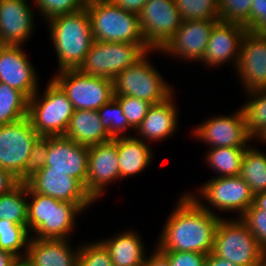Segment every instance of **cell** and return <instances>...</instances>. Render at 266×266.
Segmentation results:
<instances>
[{"instance_id": "obj_22", "label": "cell", "mask_w": 266, "mask_h": 266, "mask_svg": "<svg viewBox=\"0 0 266 266\" xmlns=\"http://www.w3.org/2000/svg\"><path fill=\"white\" fill-rule=\"evenodd\" d=\"M173 95L174 93L165 101L149 107L142 123L134 131L135 138L147 143L148 141L157 143L169 139L178 131L179 109L177 110L175 102L177 97Z\"/></svg>"}, {"instance_id": "obj_5", "label": "cell", "mask_w": 266, "mask_h": 266, "mask_svg": "<svg viewBox=\"0 0 266 266\" xmlns=\"http://www.w3.org/2000/svg\"><path fill=\"white\" fill-rule=\"evenodd\" d=\"M211 253L237 266H259L264 249L240 217H221Z\"/></svg>"}, {"instance_id": "obj_30", "label": "cell", "mask_w": 266, "mask_h": 266, "mask_svg": "<svg viewBox=\"0 0 266 266\" xmlns=\"http://www.w3.org/2000/svg\"><path fill=\"white\" fill-rule=\"evenodd\" d=\"M245 104L242 109L248 135L253 139L266 127V89L245 93Z\"/></svg>"}, {"instance_id": "obj_19", "label": "cell", "mask_w": 266, "mask_h": 266, "mask_svg": "<svg viewBox=\"0 0 266 266\" xmlns=\"http://www.w3.org/2000/svg\"><path fill=\"white\" fill-rule=\"evenodd\" d=\"M235 72L244 93L266 89V35L247 30L240 44V57Z\"/></svg>"}, {"instance_id": "obj_44", "label": "cell", "mask_w": 266, "mask_h": 266, "mask_svg": "<svg viewBox=\"0 0 266 266\" xmlns=\"http://www.w3.org/2000/svg\"><path fill=\"white\" fill-rule=\"evenodd\" d=\"M18 183L17 178L11 172L0 168V195L9 192Z\"/></svg>"}, {"instance_id": "obj_11", "label": "cell", "mask_w": 266, "mask_h": 266, "mask_svg": "<svg viewBox=\"0 0 266 266\" xmlns=\"http://www.w3.org/2000/svg\"><path fill=\"white\" fill-rule=\"evenodd\" d=\"M233 113L229 116L214 114V117H208L194 127V139L197 138V141L205 143L209 148H247L253 139L248 135L242 109L237 108Z\"/></svg>"}, {"instance_id": "obj_31", "label": "cell", "mask_w": 266, "mask_h": 266, "mask_svg": "<svg viewBox=\"0 0 266 266\" xmlns=\"http://www.w3.org/2000/svg\"><path fill=\"white\" fill-rule=\"evenodd\" d=\"M28 100L22 92L0 82V126L27 117Z\"/></svg>"}, {"instance_id": "obj_10", "label": "cell", "mask_w": 266, "mask_h": 266, "mask_svg": "<svg viewBox=\"0 0 266 266\" xmlns=\"http://www.w3.org/2000/svg\"><path fill=\"white\" fill-rule=\"evenodd\" d=\"M52 76L74 110H98L114 97L111 79L84 75L78 70H63Z\"/></svg>"}, {"instance_id": "obj_34", "label": "cell", "mask_w": 266, "mask_h": 266, "mask_svg": "<svg viewBox=\"0 0 266 266\" xmlns=\"http://www.w3.org/2000/svg\"><path fill=\"white\" fill-rule=\"evenodd\" d=\"M182 21L219 20L218 0H174Z\"/></svg>"}, {"instance_id": "obj_51", "label": "cell", "mask_w": 266, "mask_h": 266, "mask_svg": "<svg viewBox=\"0 0 266 266\" xmlns=\"http://www.w3.org/2000/svg\"><path fill=\"white\" fill-rule=\"evenodd\" d=\"M259 266H266V250H264V253H263V256H262V260H261Z\"/></svg>"}, {"instance_id": "obj_29", "label": "cell", "mask_w": 266, "mask_h": 266, "mask_svg": "<svg viewBox=\"0 0 266 266\" xmlns=\"http://www.w3.org/2000/svg\"><path fill=\"white\" fill-rule=\"evenodd\" d=\"M28 187L19 182L9 192L0 195V219L9 220L27 228Z\"/></svg>"}, {"instance_id": "obj_4", "label": "cell", "mask_w": 266, "mask_h": 266, "mask_svg": "<svg viewBox=\"0 0 266 266\" xmlns=\"http://www.w3.org/2000/svg\"><path fill=\"white\" fill-rule=\"evenodd\" d=\"M85 8L94 40L146 44L137 14L123 10L110 0H87Z\"/></svg>"}, {"instance_id": "obj_16", "label": "cell", "mask_w": 266, "mask_h": 266, "mask_svg": "<svg viewBox=\"0 0 266 266\" xmlns=\"http://www.w3.org/2000/svg\"><path fill=\"white\" fill-rule=\"evenodd\" d=\"M117 143L112 139L89 147L85 190L97 203L110 183L120 181ZM106 189V190H105Z\"/></svg>"}, {"instance_id": "obj_47", "label": "cell", "mask_w": 266, "mask_h": 266, "mask_svg": "<svg viewBox=\"0 0 266 266\" xmlns=\"http://www.w3.org/2000/svg\"><path fill=\"white\" fill-rule=\"evenodd\" d=\"M18 259L10 252L0 249V266H11Z\"/></svg>"}, {"instance_id": "obj_9", "label": "cell", "mask_w": 266, "mask_h": 266, "mask_svg": "<svg viewBox=\"0 0 266 266\" xmlns=\"http://www.w3.org/2000/svg\"><path fill=\"white\" fill-rule=\"evenodd\" d=\"M196 189H198L195 191L197 193L188 191L187 193L205 210L215 215H218L216 211H224L225 213L235 212L236 217H241L253 204L254 194L250 190V186L239 175L210 178Z\"/></svg>"}, {"instance_id": "obj_28", "label": "cell", "mask_w": 266, "mask_h": 266, "mask_svg": "<svg viewBox=\"0 0 266 266\" xmlns=\"http://www.w3.org/2000/svg\"><path fill=\"white\" fill-rule=\"evenodd\" d=\"M250 145L244 152L239 176L245 180L255 195L266 191V152Z\"/></svg>"}, {"instance_id": "obj_17", "label": "cell", "mask_w": 266, "mask_h": 266, "mask_svg": "<svg viewBox=\"0 0 266 266\" xmlns=\"http://www.w3.org/2000/svg\"><path fill=\"white\" fill-rule=\"evenodd\" d=\"M247 29L238 23L218 21L210 34L205 53L199 63L203 67H221L224 64L237 68L240 57V44Z\"/></svg>"}, {"instance_id": "obj_20", "label": "cell", "mask_w": 266, "mask_h": 266, "mask_svg": "<svg viewBox=\"0 0 266 266\" xmlns=\"http://www.w3.org/2000/svg\"><path fill=\"white\" fill-rule=\"evenodd\" d=\"M23 46L6 45L0 53V82L22 92L30 99L40 85L37 70Z\"/></svg>"}, {"instance_id": "obj_48", "label": "cell", "mask_w": 266, "mask_h": 266, "mask_svg": "<svg viewBox=\"0 0 266 266\" xmlns=\"http://www.w3.org/2000/svg\"><path fill=\"white\" fill-rule=\"evenodd\" d=\"M253 204L259 209L266 210V191L256 193L253 198Z\"/></svg>"}, {"instance_id": "obj_39", "label": "cell", "mask_w": 266, "mask_h": 266, "mask_svg": "<svg viewBox=\"0 0 266 266\" xmlns=\"http://www.w3.org/2000/svg\"><path fill=\"white\" fill-rule=\"evenodd\" d=\"M114 98L119 102L129 126L135 131L142 123L151 104L133 96L114 95Z\"/></svg>"}, {"instance_id": "obj_50", "label": "cell", "mask_w": 266, "mask_h": 266, "mask_svg": "<svg viewBox=\"0 0 266 266\" xmlns=\"http://www.w3.org/2000/svg\"><path fill=\"white\" fill-rule=\"evenodd\" d=\"M11 266H28L24 259H18L13 265Z\"/></svg>"}, {"instance_id": "obj_14", "label": "cell", "mask_w": 266, "mask_h": 266, "mask_svg": "<svg viewBox=\"0 0 266 266\" xmlns=\"http://www.w3.org/2000/svg\"><path fill=\"white\" fill-rule=\"evenodd\" d=\"M219 20H191L183 21L173 37L161 50H155L158 54L181 59L183 62H200L209 41L214 25ZM167 54V55H166Z\"/></svg>"}, {"instance_id": "obj_18", "label": "cell", "mask_w": 266, "mask_h": 266, "mask_svg": "<svg viewBox=\"0 0 266 266\" xmlns=\"http://www.w3.org/2000/svg\"><path fill=\"white\" fill-rule=\"evenodd\" d=\"M33 193L77 204L83 211L96 203L76 179L58 171H39L26 182Z\"/></svg>"}, {"instance_id": "obj_21", "label": "cell", "mask_w": 266, "mask_h": 266, "mask_svg": "<svg viewBox=\"0 0 266 266\" xmlns=\"http://www.w3.org/2000/svg\"><path fill=\"white\" fill-rule=\"evenodd\" d=\"M28 1L0 0V40L5 45L24 46L31 39L36 18L33 0Z\"/></svg>"}, {"instance_id": "obj_12", "label": "cell", "mask_w": 266, "mask_h": 266, "mask_svg": "<svg viewBox=\"0 0 266 266\" xmlns=\"http://www.w3.org/2000/svg\"><path fill=\"white\" fill-rule=\"evenodd\" d=\"M138 17L143 37L152 50H161L183 22L174 0H149Z\"/></svg>"}, {"instance_id": "obj_26", "label": "cell", "mask_w": 266, "mask_h": 266, "mask_svg": "<svg viewBox=\"0 0 266 266\" xmlns=\"http://www.w3.org/2000/svg\"><path fill=\"white\" fill-rule=\"evenodd\" d=\"M65 136L87 147L113 139L102 125L97 110H74Z\"/></svg>"}, {"instance_id": "obj_41", "label": "cell", "mask_w": 266, "mask_h": 266, "mask_svg": "<svg viewBox=\"0 0 266 266\" xmlns=\"http://www.w3.org/2000/svg\"><path fill=\"white\" fill-rule=\"evenodd\" d=\"M169 261V266H205L206 254L198 252L161 251Z\"/></svg>"}, {"instance_id": "obj_1", "label": "cell", "mask_w": 266, "mask_h": 266, "mask_svg": "<svg viewBox=\"0 0 266 266\" xmlns=\"http://www.w3.org/2000/svg\"><path fill=\"white\" fill-rule=\"evenodd\" d=\"M176 203L157 238L156 247L160 251H188L208 255L213 250L222 213H210L186 192L178 197Z\"/></svg>"}, {"instance_id": "obj_6", "label": "cell", "mask_w": 266, "mask_h": 266, "mask_svg": "<svg viewBox=\"0 0 266 266\" xmlns=\"http://www.w3.org/2000/svg\"><path fill=\"white\" fill-rule=\"evenodd\" d=\"M40 93L39 89L28 100L27 117L32 126L42 136L65 135L74 112L72 103L52 79Z\"/></svg>"}, {"instance_id": "obj_37", "label": "cell", "mask_w": 266, "mask_h": 266, "mask_svg": "<svg viewBox=\"0 0 266 266\" xmlns=\"http://www.w3.org/2000/svg\"><path fill=\"white\" fill-rule=\"evenodd\" d=\"M48 154V136L40 135L33 144L29 159L26 161L23 171L16 177L18 182L25 183L33 175L37 174L45 166Z\"/></svg>"}, {"instance_id": "obj_2", "label": "cell", "mask_w": 266, "mask_h": 266, "mask_svg": "<svg viewBox=\"0 0 266 266\" xmlns=\"http://www.w3.org/2000/svg\"><path fill=\"white\" fill-rule=\"evenodd\" d=\"M46 24L57 56L56 72L77 70L94 42L86 8L53 17Z\"/></svg>"}, {"instance_id": "obj_40", "label": "cell", "mask_w": 266, "mask_h": 266, "mask_svg": "<svg viewBox=\"0 0 266 266\" xmlns=\"http://www.w3.org/2000/svg\"><path fill=\"white\" fill-rule=\"evenodd\" d=\"M240 218L246 223L260 246L266 250V210L252 204Z\"/></svg>"}, {"instance_id": "obj_46", "label": "cell", "mask_w": 266, "mask_h": 266, "mask_svg": "<svg viewBox=\"0 0 266 266\" xmlns=\"http://www.w3.org/2000/svg\"><path fill=\"white\" fill-rule=\"evenodd\" d=\"M205 266H237L233 263L226 261L220 257L214 256L212 253H209L206 257V265Z\"/></svg>"}, {"instance_id": "obj_38", "label": "cell", "mask_w": 266, "mask_h": 266, "mask_svg": "<svg viewBox=\"0 0 266 266\" xmlns=\"http://www.w3.org/2000/svg\"><path fill=\"white\" fill-rule=\"evenodd\" d=\"M78 266H114L106 247L99 241L80 244Z\"/></svg>"}, {"instance_id": "obj_35", "label": "cell", "mask_w": 266, "mask_h": 266, "mask_svg": "<svg viewBox=\"0 0 266 266\" xmlns=\"http://www.w3.org/2000/svg\"><path fill=\"white\" fill-rule=\"evenodd\" d=\"M253 0H218L219 20L238 23L250 31V9Z\"/></svg>"}, {"instance_id": "obj_3", "label": "cell", "mask_w": 266, "mask_h": 266, "mask_svg": "<svg viewBox=\"0 0 266 266\" xmlns=\"http://www.w3.org/2000/svg\"><path fill=\"white\" fill-rule=\"evenodd\" d=\"M27 230L40 239H70L78 226L77 217L85 212L74 203L33 193L28 188Z\"/></svg>"}, {"instance_id": "obj_49", "label": "cell", "mask_w": 266, "mask_h": 266, "mask_svg": "<svg viewBox=\"0 0 266 266\" xmlns=\"http://www.w3.org/2000/svg\"><path fill=\"white\" fill-rule=\"evenodd\" d=\"M254 139L256 142L258 140L260 143H262V145H266V127L253 138V141H255Z\"/></svg>"}, {"instance_id": "obj_43", "label": "cell", "mask_w": 266, "mask_h": 266, "mask_svg": "<svg viewBox=\"0 0 266 266\" xmlns=\"http://www.w3.org/2000/svg\"><path fill=\"white\" fill-rule=\"evenodd\" d=\"M116 6L122 8L123 10L139 14L141 12L142 7L149 1V0H110Z\"/></svg>"}, {"instance_id": "obj_15", "label": "cell", "mask_w": 266, "mask_h": 266, "mask_svg": "<svg viewBox=\"0 0 266 266\" xmlns=\"http://www.w3.org/2000/svg\"><path fill=\"white\" fill-rule=\"evenodd\" d=\"M89 147L74 142L65 135L48 136L45 166L39 171H58L76 178L84 187L88 174Z\"/></svg>"}, {"instance_id": "obj_36", "label": "cell", "mask_w": 266, "mask_h": 266, "mask_svg": "<svg viewBox=\"0 0 266 266\" xmlns=\"http://www.w3.org/2000/svg\"><path fill=\"white\" fill-rule=\"evenodd\" d=\"M87 0H33V6L38 9V16L44 22L53 17L71 14L85 8Z\"/></svg>"}, {"instance_id": "obj_33", "label": "cell", "mask_w": 266, "mask_h": 266, "mask_svg": "<svg viewBox=\"0 0 266 266\" xmlns=\"http://www.w3.org/2000/svg\"><path fill=\"white\" fill-rule=\"evenodd\" d=\"M97 112L102 125L112 138L131 136L134 130L129 126L119 102L114 97Z\"/></svg>"}, {"instance_id": "obj_23", "label": "cell", "mask_w": 266, "mask_h": 266, "mask_svg": "<svg viewBox=\"0 0 266 266\" xmlns=\"http://www.w3.org/2000/svg\"><path fill=\"white\" fill-rule=\"evenodd\" d=\"M70 239H40L30 237L26 256L28 266H78L79 248Z\"/></svg>"}, {"instance_id": "obj_13", "label": "cell", "mask_w": 266, "mask_h": 266, "mask_svg": "<svg viewBox=\"0 0 266 266\" xmlns=\"http://www.w3.org/2000/svg\"><path fill=\"white\" fill-rule=\"evenodd\" d=\"M40 135L28 117L0 126V168L17 177L24 169L33 147Z\"/></svg>"}, {"instance_id": "obj_32", "label": "cell", "mask_w": 266, "mask_h": 266, "mask_svg": "<svg viewBox=\"0 0 266 266\" xmlns=\"http://www.w3.org/2000/svg\"><path fill=\"white\" fill-rule=\"evenodd\" d=\"M30 237L24 225L0 219V249L10 252L17 259H24Z\"/></svg>"}, {"instance_id": "obj_25", "label": "cell", "mask_w": 266, "mask_h": 266, "mask_svg": "<svg viewBox=\"0 0 266 266\" xmlns=\"http://www.w3.org/2000/svg\"><path fill=\"white\" fill-rule=\"evenodd\" d=\"M117 143V154L120 180L134 177L149 168L154 153L149 143L132 136L114 137Z\"/></svg>"}, {"instance_id": "obj_45", "label": "cell", "mask_w": 266, "mask_h": 266, "mask_svg": "<svg viewBox=\"0 0 266 266\" xmlns=\"http://www.w3.org/2000/svg\"><path fill=\"white\" fill-rule=\"evenodd\" d=\"M154 252L148 254L143 266H169L168 258L154 245Z\"/></svg>"}, {"instance_id": "obj_27", "label": "cell", "mask_w": 266, "mask_h": 266, "mask_svg": "<svg viewBox=\"0 0 266 266\" xmlns=\"http://www.w3.org/2000/svg\"><path fill=\"white\" fill-rule=\"evenodd\" d=\"M246 148L237 147H216L209 148L204 155L205 164L213 172H217L214 177H231L237 176L240 173L242 158Z\"/></svg>"}, {"instance_id": "obj_8", "label": "cell", "mask_w": 266, "mask_h": 266, "mask_svg": "<svg viewBox=\"0 0 266 266\" xmlns=\"http://www.w3.org/2000/svg\"><path fill=\"white\" fill-rule=\"evenodd\" d=\"M150 51L152 49L147 44L94 40L77 70L84 75L113 80L117 74L129 69Z\"/></svg>"}, {"instance_id": "obj_42", "label": "cell", "mask_w": 266, "mask_h": 266, "mask_svg": "<svg viewBox=\"0 0 266 266\" xmlns=\"http://www.w3.org/2000/svg\"><path fill=\"white\" fill-rule=\"evenodd\" d=\"M250 31L266 35V0H253L250 9Z\"/></svg>"}, {"instance_id": "obj_7", "label": "cell", "mask_w": 266, "mask_h": 266, "mask_svg": "<svg viewBox=\"0 0 266 266\" xmlns=\"http://www.w3.org/2000/svg\"><path fill=\"white\" fill-rule=\"evenodd\" d=\"M147 52L129 69H125L113 79L114 95L137 97L152 104H158L169 98L175 90L149 60ZM171 85V86H170Z\"/></svg>"}, {"instance_id": "obj_24", "label": "cell", "mask_w": 266, "mask_h": 266, "mask_svg": "<svg viewBox=\"0 0 266 266\" xmlns=\"http://www.w3.org/2000/svg\"><path fill=\"white\" fill-rule=\"evenodd\" d=\"M136 230H123L99 241L106 247L114 266H143L147 257L146 247Z\"/></svg>"}, {"instance_id": "obj_52", "label": "cell", "mask_w": 266, "mask_h": 266, "mask_svg": "<svg viewBox=\"0 0 266 266\" xmlns=\"http://www.w3.org/2000/svg\"><path fill=\"white\" fill-rule=\"evenodd\" d=\"M6 45L0 40V53Z\"/></svg>"}]
</instances>
